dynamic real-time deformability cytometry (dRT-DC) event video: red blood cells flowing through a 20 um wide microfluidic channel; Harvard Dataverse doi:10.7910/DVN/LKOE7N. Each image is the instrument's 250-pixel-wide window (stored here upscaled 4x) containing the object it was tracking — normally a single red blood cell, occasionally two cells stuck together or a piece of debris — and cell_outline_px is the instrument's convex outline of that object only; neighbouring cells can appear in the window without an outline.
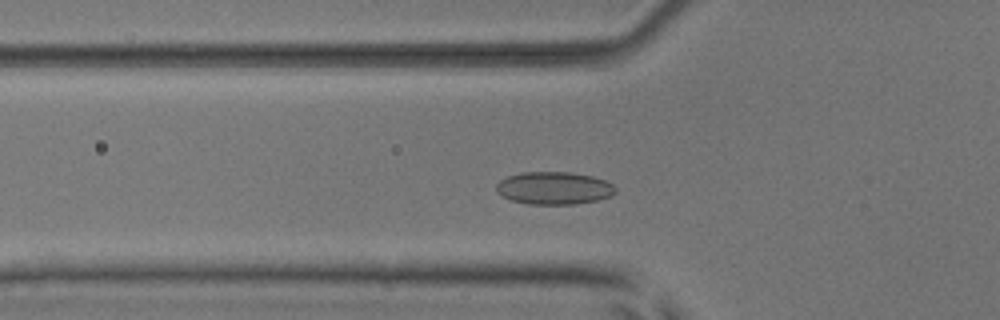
{"species": "common noctule bat (a hibernating species)", "species_latin": "Nyctalus noctula", "temperature_condition": "room temperature", "stored_images_in_passage": 44, "camera_frame_rate_fps": 3000, "um_per_image_px": 0.085, "animal": {"sex": "male", "body_mass_g": 17.9, "forearm_length_mm": 54.2}, "frame": {"image": 1, "passage_image": 8, "time_ms": 2.333, "image_size_px": [1000, 320], "cell_outline_px": [[616, 192], [612, 196], [600, 200], [576, 204], [528, 204], [512, 200], [496, 192], [496, 184], [500, 180], [508, 176], [524, 172], [572, 172], [592, 176], [604, 180], [612, 184], [616, 188]], "centroid_in_image_um": [47.12, 15.99], "position_along_channel_um": 78.7, "area_um2": 22.77}}
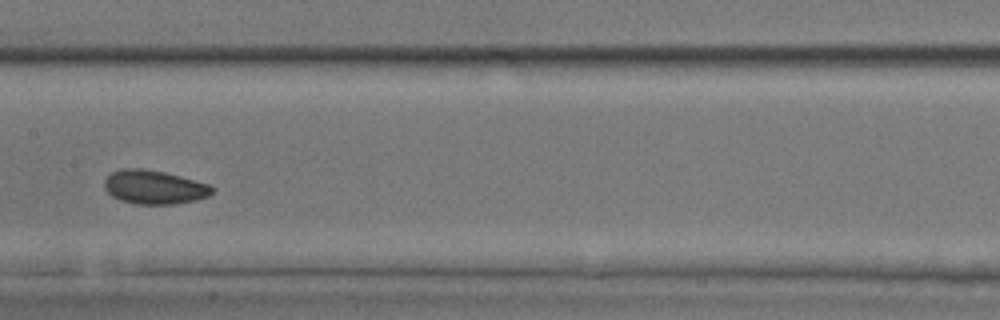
{"frame": {"image": 2, "passage_image": 17, "time_ms": 5.333, "image_size_px": [1000, 320], "cell_outline_px": [[212, 192], [208, 196], [196, 200], [172, 204], [136, 204], [120, 200], [112, 196], [104, 188], [104, 180], [112, 172], [124, 168], [144, 168], [164, 172], [180, 176], [208, 184], [212, 188]], "centroid_in_image_um": [13.07, 15.9], "position_along_channel_um": 194.3, "area_um2": 21.1}}
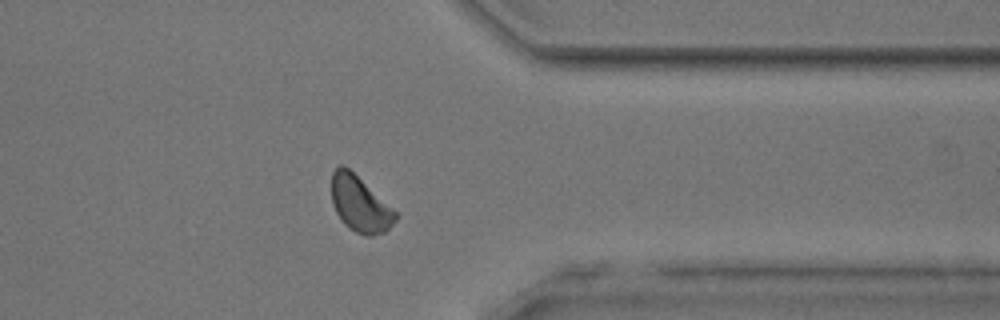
{"frame": {"image": 3, "passage_image": 32, "time_ms": 10.333, "image_size_px": [1000, 320], "cell_outline_px": [[396, 220], [384, 232], [372, 236], [364, 236], [348, 228], [340, 220], [332, 204], [332, 172], [340, 164], [344, 164], [392, 208], [396, 212]], "centroid_in_image_um": [30.56, 17.36], "position_along_channel_um": 380.8, "area_um2": 20.52}, "authors_computed_cell_mechanics": {"area_um2": 20.808, "velocity_mm_per_s": 3.8667, "shape_relaxation_time_tau1_ms": 4.3015, "shape_relaxation_time_tau2_ms": 4.0888, "deformation_change_tau1": 0.0644, "deformation_change_tau2": 0.0762}}